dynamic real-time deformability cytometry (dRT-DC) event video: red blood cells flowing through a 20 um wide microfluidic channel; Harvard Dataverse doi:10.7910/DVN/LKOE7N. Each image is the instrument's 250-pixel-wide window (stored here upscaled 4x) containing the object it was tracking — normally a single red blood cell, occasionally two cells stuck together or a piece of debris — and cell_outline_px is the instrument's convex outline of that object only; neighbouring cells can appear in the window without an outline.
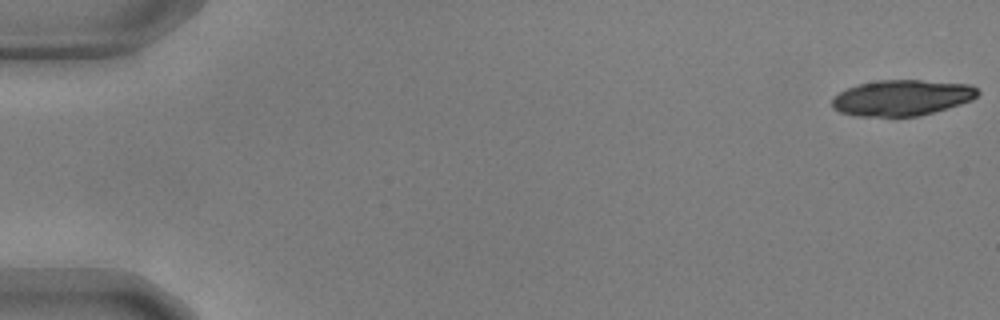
{"species": "common noctule bat (a hibernating species)", "species_latin": "Nyctalus noctula", "temperature_condition": "warm", "stored_images_in_passage": 35, "camera_frame_rate_fps": 3000, "um_per_image_px": 0.085, "animal": {"sex": "male", "body_mass_g": 17.9, "forearm_length_mm": 54.2}, "frame": {"image": 1, "passage_image": 1, "time_ms": 0.0, "image_size_px": [1000, 320], "cell_outline_px": [[980, 92], [972, 100], [960, 104], [920, 116], [856, 116], [840, 112], [832, 108], [832, 100], [840, 92], [856, 84], [876, 80], [920, 80], [972, 84]], "centroid_in_image_um": [76.67, 8.3], "position_along_channel_um": 8.3, "area_um2": 30.46}}
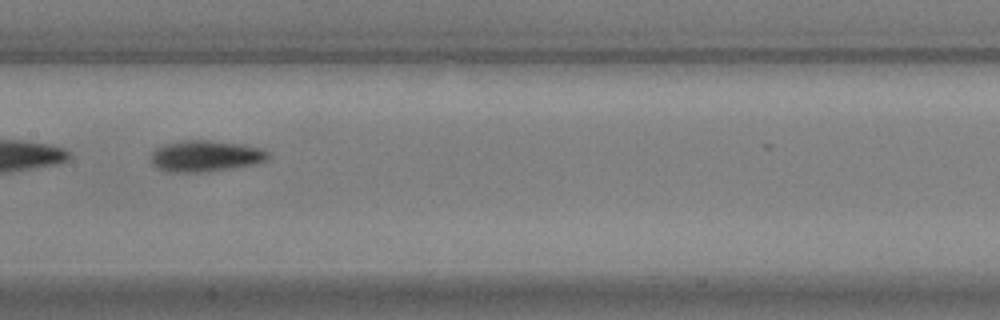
{"frame": {"image": 2, "passage_image": 29, "time_ms": 9.333, "image_size_px": [1000, 320], "cell_outline_px": [[272, 156], [268, 160], [256, 164], [232, 168], [200, 172], [164, 172], [156, 168], [152, 164], [152, 152], [156, 148], [164, 144], [184, 140], [208, 140], [244, 144], [260, 148], [268, 152]], "centroid_in_image_um": [17.49, 13.26], "position_along_channel_um": 189.9, "area_um2": 21.56}}